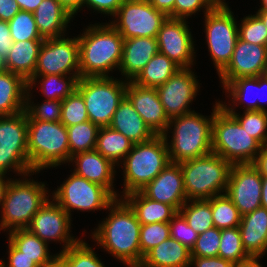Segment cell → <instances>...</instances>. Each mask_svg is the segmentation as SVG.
Here are the masks:
<instances>
[{
	"instance_id": "66",
	"label": "cell",
	"mask_w": 267,
	"mask_h": 267,
	"mask_svg": "<svg viewBox=\"0 0 267 267\" xmlns=\"http://www.w3.org/2000/svg\"><path fill=\"white\" fill-rule=\"evenodd\" d=\"M260 8L258 10H267V0H260Z\"/></svg>"
},
{
	"instance_id": "28",
	"label": "cell",
	"mask_w": 267,
	"mask_h": 267,
	"mask_svg": "<svg viewBox=\"0 0 267 267\" xmlns=\"http://www.w3.org/2000/svg\"><path fill=\"white\" fill-rule=\"evenodd\" d=\"M191 251L169 237L151 249L139 267H191Z\"/></svg>"
},
{
	"instance_id": "43",
	"label": "cell",
	"mask_w": 267,
	"mask_h": 267,
	"mask_svg": "<svg viewBox=\"0 0 267 267\" xmlns=\"http://www.w3.org/2000/svg\"><path fill=\"white\" fill-rule=\"evenodd\" d=\"M88 113L84 98L75 89L67 98L62 100L61 120L66 127L88 121Z\"/></svg>"
},
{
	"instance_id": "52",
	"label": "cell",
	"mask_w": 267,
	"mask_h": 267,
	"mask_svg": "<svg viewBox=\"0 0 267 267\" xmlns=\"http://www.w3.org/2000/svg\"><path fill=\"white\" fill-rule=\"evenodd\" d=\"M192 265L195 267H233L234 263L219 256L191 257L190 266Z\"/></svg>"
},
{
	"instance_id": "22",
	"label": "cell",
	"mask_w": 267,
	"mask_h": 267,
	"mask_svg": "<svg viewBox=\"0 0 267 267\" xmlns=\"http://www.w3.org/2000/svg\"><path fill=\"white\" fill-rule=\"evenodd\" d=\"M75 163L74 173L90 182L105 187L115 198L120 194L114 191L116 165L96 150L79 152L71 156L69 163ZM118 194V195H117Z\"/></svg>"
},
{
	"instance_id": "30",
	"label": "cell",
	"mask_w": 267,
	"mask_h": 267,
	"mask_svg": "<svg viewBox=\"0 0 267 267\" xmlns=\"http://www.w3.org/2000/svg\"><path fill=\"white\" fill-rule=\"evenodd\" d=\"M28 82L10 71L0 73V116L13 115L25 109Z\"/></svg>"
},
{
	"instance_id": "37",
	"label": "cell",
	"mask_w": 267,
	"mask_h": 267,
	"mask_svg": "<svg viewBox=\"0 0 267 267\" xmlns=\"http://www.w3.org/2000/svg\"><path fill=\"white\" fill-rule=\"evenodd\" d=\"M99 128L90 120L67 127L70 159L76 153L95 150Z\"/></svg>"
},
{
	"instance_id": "2",
	"label": "cell",
	"mask_w": 267,
	"mask_h": 267,
	"mask_svg": "<svg viewBox=\"0 0 267 267\" xmlns=\"http://www.w3.org/2000/svg\"><path fill=\"white\" fill-rule=\"evenodd\" d=\"M87 27L77 36L80 78L110 77V71L119 69L124 38L110 23H95Z\"/></svg>"
},
{
	"instance_id": "17",
	"label": "cell",
	"mask_w": 267,
	"mask_h": 267,
	"mask_svg": "<svg viewBox=\"0 0 267 267\" xmlns=\"http://www.w3.org/2000/svg\"><path fill=\"white\" fill-rule=\"evenodd\" d=\"M190 30L185 19L168 17L158 31V51L180 68H191L196 57Z\"/></svg>"
},
{
	"instance_id": "39",
	"label": "cell",
	"mask_w": 267,
	"mask_h": 267,
	"mask_svg": "<svg viewBox=\"0 0 267 267\" xmlns=\"http://www.w3.org/2000/svg\"><path fill=\"white\" fill-rule=\"evenodd\" d=\"M253 88L258 91V76L257 77H246V78H238L235 80H231L228 82L223 89L225 90L227 97H231L233 106L237 107L239 105H243L247 100L246 97L249 96L247 94L254 93ZM255 99L253 98V94H251L252 100L246 105L244 104V111L257 110V99L258 92L255 93ZM249 98V99H250ZM246 99V100H245Z\"/></svg>"
},
{
	"instance_id": "62",
	"label": "cell",
	"mask_w": 267,
	"mask_h": 267,
	"mask_svg": "<svg viewBox=\"0 0 267 267\" xmlns=\"http://www.w3.org/2000/svg\"><path fill=\"white\" fill-rule=\"evenodd\" d=\"M6 174H3V173H0V206L2 204V199L4 197V192H5V189H6V186L8 184V182L10 181V178H6L5 176ZM5 178L7 180H5Z\"/></svg>"
},
{
	"instance_id": "61",
	"label": "cell",
	"mask_w": 267,
	"mask_h": 267,
	"mask_svg": "<svg viewBox=\"0 0 267 267\" xmlns=\"http://www.w3.org/2000/svg\"><path fill=\"white\" fill-rule=\"evenodd\" d=\"M261 207L267 209V177L262 176Z\"/></svg>"
},
{
	"instance_id": "46",
	"label": "cell",
	"mask_w": 267,
	"mask_h": 267,
	"mask_svg": "<svg viewBox=\"0 0 267 267\" xmlns=\"http://www.w3.org/2000/svg\"><path fill=\"white\" fill-rule=\"evenodd\" d=\"M169 237V222H155L152 224L141 225L139 241L142 260L151 249L158 246Z\"/></svg>"
},
{
	"instance_id": "26",
	"label": "cell",
	"mask_w": 267,
	"mask_h": 267,
	"mask_svg": "<svg viewBox=\"0 0 267 267\" xmlns=\"http://www.w3.org/2000/svg\"><path fill=\"white\" fill-rule=\"evenodd\" d=\"M109 126L134 144L148 141L156 135L126 97L119 103Z\"/></svg>"
},
{
	"instance_id": "51",
	"label": "cell",
	"mask_w": 267,
	"mask_h": 267,
	"mask_svg": "<svg viewBox=\"0 0 267 267\" xmlns=\"http://www.w3.org/2000/svg\"><path fill=\"white\" fill-rule=\"evenodd\" d=\"M124 0H84V6L107 16H115Z\"/></svg>"
},
{
	"instance_id": "45",
	"label": "cell",
	"mask_w": 267,
	"mask_h": 267,
	"mask_svg": "<svg viewBox=\"0 0 267 267\" xmlns=\"http://www.w3.org/2000/svg\"><path fill=\"white\" fill-rule=\"evenodd\" d=\"M241 21V24L238 23V38L240 40L267 46V27L257 14L248 15Z\"/></svg>"
},
{
	"instance_id": "15",
	"label": "cell",
	"mask_w": 267,
	"mask_h": 267,
	"mask_svg": "<svg viewBox=\"0 0 267 267\" xmlns=\"http://www.w3.org/2000/svg\"><path fill=\"white\" fill-rule=\"evenodd\" d=\"M71 221L70 215L51 198L33 216L27 229L48 245L51 241L63 242V252L80 240L70 234Z\"/></svg>"
},
{
	"instance_id": "55",
	"label": "cell",
	"mask_w": 267,
	"mask_h": 267,
	"mask_svg": "<svg viewBox=\"0 0 267 267\" xmlns=\"http://www.w3.org/2000/svg\"><path fill=\"white\" fill-rule=\"evenodd\" d=\"M157 10L165 13L169 18H174L175 0H148Z\"/></svg>"
},
{
	"instance_id": "44",
	"label": "cell",
	"mask_w": 267,
	"mask_h": 267,
	"mask_svg": "<svg viewBox=\"0 0 267 267\" xmlns=\"http://www.w3.org/2000/svg\"><path fill=\"white\" fill-rule=\"evenodd\" d=\"M8 23L13 42L43 39L38 32L32 12L20 10Z\"/></svg>"
},
{
	"instance_id": "59",
	"label": "cell",
	"mask_w": 267,
	"mask_h": 267,
	"mask_svg": "<svg viewBox=\"0 0 267 267\" xmlns=\"http://www.w3.org/2000/svg\"><path fill=\"white\" fill-rule=\"evenodd\" d=\"M23 11L34 12L43 0H15Z\"/></svg>"
},
{
	"instance_id": "41",
	"label": "cell",
	"mask_w": 267,
	"mask_h": 267,
	"mask_svg": "<svg viewBox=\"0 0 267 267\" xmlns=\"http://www.w3.org/2000/svg\"><path fill=\"white\" fill-rule=\"evenodd\" d=\"M218 256L233 263L244 260L250 256L243 248L238 227L221 229Z\"/></svg>"
},
{
	"instance_id": "12",
	"label": "cell",
	"mask_w": 267,
	"mask_h": 267,
	"mask_svg": "<svg viewBox=\"0 0 267 267\" xmlns=\"http://www.w3.org/2000/svg\"><path fill=\"white\" fill-rule=\"evenodd\" d=\"M53 195V196H52ZM53 198L71 217L73 210L95 211L108 209L116 199L105 187L72 172L68 179L53 191ZM72 209V211H71Z\"/></svg>"
},
{
	"instance_id": "35",
	"label": "cell",
	"mask_w": 267,
	"mask_h": 267,
	"mask_svg": "<svg viewBox=\"0 0 267 267\" xmlns=\"http://www.w3.org/2000/svg\"><path fill=\"white\" fill-rule=\"evenodd\" d=\"M221 106L231 114L249 135L255 138L262 146L267 145V112L259 110L244 111L243 115L235 112L231 103L226 105L220 102ZM231 104V105H230Z\"/></svg>"
},
{
	"instance_id": "7",
	"label": "cell",
	"mask_w": 267,
	"mask_h": 267,
	"mask_svg": "<svg viewBox=\"0 0 267 267\" xmlns=\"http://www.w3.org/2000/svg\"><path fill=\"white\" fill-rule=\"evenodd\" d=\"M262 145L222 106L212 121V153L232 165L253 164Z\"/></svg>"
},
{
	"instance_id": "21",
	"label": "cell",
	"mask_w": 267,
	"mask_h": 267,
	"mask_svg": "<svg viewBox=\"0 0 267 267\" xmlns=\"http://www.w3.org/2000/svg\"><path fill=\"white\" fill-rule=\"evenodd\" d=\"M140 191L149 199L169 204L179 212L187 201L180 164L169 162L162 172Z\"/></svg>"
},
{
	"instance_id": "4",
	"label": "cell",
	"mask_w": 267,
	"mask_h": 267,
	"mask_svg": "<svg viewBox=\"0 0 267 267\" xmlns=\"http://www.w3.org/2000/svg\"><path fill=\"white\" fill-rule=\"evenodd\" d=\"M35 173L40 172L25 174V178L22 176L23 180L10 178L0 207V230L10 232L27 228L33 216L49 199L48 187L45 186V183L26 178Z\"/></svg>"
},
{
	"instance_id": "32",
	"label": "cell",
	"mask_w": 267,
	"mask_h": 267,
	"mask_svg": "<svg viewBox=\"0 0 267 267\" xmlns=\"http://www.w3.org/2000/svg\"><path fill=\"white\" fill-rule=\"evenodd\" d=\"M8 235V240L22 255L32 259L39 267H43L56 256L50 255L48 244L27 228L10 231Z\"/></svg>"
},
{
	"instance_id": "14",
	"label": "cell",
	"mask_w": 267,
	"mask_h": 267,
	"mask_svg": "<svg viewBox=\"0 0 267 267\" xmlns=\"http://www.w3.org/2000/svg\"><path fill=\"white\" fill-rule=\"evenodd\" d=\"M65 36L44 39L34 75H80L78 37Z\"/></svg>"
},
{
	"instance_id": "54",
	"label": "cell",
	"mask_w": 267,
	"mask_h": 267,
	"mask_svg": "<svg viewBox=\"0 0 267 267\" xmlns=\"http://www.w3.org/2000/svg\"><path fill=\"white\" fill-rule=\"evenodd\" d=\"M20 10L15 0H0V20L9 22Z\"/></svg>"
},
{
	"instance_id": "60",
	"label": "cell",
	"mask_w": 267,
	"mask_h": 267,
	"mask_svg": "<svg viewBox=\"0 0 267 267\" xmlns=\"http://www.w3.org/2000/svg\"><path fill=\"white\" fill-rule=\"evenodd\" d=\"M259 258L262 256H249L248 258L234 263L233 267H262V264L259 263Z\"/></svg>"
},
{
	"instance_id": "48",
	"label": "cell",
	"mask_w": 267,
	"mask_h": 267,
	"mask_svg": "<svg viewBox=\"0 0 267 267\" xmlns=\"http://www.w3.org/2000/svg\"><path fill=\"white\" fill-rule=\"evenodd\" d=\"M169 232L171 238L177 240L190 251L199 235L188 225V222L180 212L169 221Z\"/></svg>"
},
{
	"instance_id": "13",
	"label": "cell",
	"mask_w": 267,
	"mask_h": 267,
	"mask_svg": "<svg viewBox=\"0 0 267 267\" xmlns=\"http://www.w3.org/2000/svg\"><path fill=\"white\" fill-rule=\"evenodd\" d=\"M110 24L124 39L157 38L168 16L155 9L148 0H124Z\"/></svg>"
},
{
	"instance_id": "57",
	"label": "cell",
	"mask_w": 267,
	"mask_h": 267,
	"mask_svg": "<svg viewBox=\"0 0 267 267\" xmlns=\"http://www.w3.org/2000/svg\"><path fill=\"white\" fill-rule=\"evenodd\" d=\"M61 5L70 12L72 16H75L77 12L84 6V0H58Z\"/></svg>"
},
{
	"instance_id": "38",
	"label": "cell",
	"mask_w": 267,
	"mask_h": 267,
	"mask_svg": "<svg viewBox=\"0 0 267 267\" xmlns=\"http://www.w3.org/2000/svg\"><path fill=\"white\" fill-rule=\"evenodd\" d=\"M211 210L214 227L218 229L235 228L241 222L239 210L226 193L211 198Z\"/></svg>"
},
{
	"instance_id": "20",
	"label": "cell",
	"mask_w": 267,
	"mask_h": 267,
	"mask_svg": "<svg viewBox=\"0 0 267 267\" xmlns=\"http://www.w3.org/2000/svg\"><path fill=\"white\" fill-rule=\"evenodd\" d=\"M125 97L156 135L166 132L170 119L165 113L156 88L127 81Z\"/></svg>"
},
{
	"instance_id": "31",
	"label": "cell",
	"mask_w": 267,
	"mask_h": 267,
	"mask_svg": "<svg viewBox=\"0 0 267 267\" xmlns=\"http://www.w3.org/2000/svg\"><path fill=\"white\" fill-rule=\"evenodd\" d=\"M133 145L134 143L122 133L117 132L110 126H104L98 130L95 150L110 160L114 165L119 166L121 160L125 159Z\"/></svg>"
},
{
	"instance_id": "40",
	"label": "cell",
	"mask_w": 267,
	"mask_h": 267,
	"mask_svg": "<svg viewBox=\"0 0 267 267\" xmlns=\"http://www.w3.org/2000/svg\"><path fill=\"white\" fill-rule=\"evenodd\" d=\"M57 255L66 267H105L92 247L82 239Z\"/></svg>"
},
{
	"instance_id": "29",
	"label": "cell",
	"mask_w": 267,
	"mask_h": 267,
	"mask_svg": "<svg viewBox=\"0 0 267 267\" xmlns=\"http://www.w3.org/2000/svg\"><path fill=\"white\" fill-rule=\"evenodd\" d=\"M120 198H123L133 209L141 225L169 222L178 213L173 206L151 200L141 191L121 195Z\"/></svg>"
},
{
	"instance_id": "6",
	"label": "cell",
	"mask_w": 267,
	"mask_h": 267,
	"mask_svg": "<svg viewBox=\"0 0 267 267\" xmlns=\"http://www.w3.org/2000/svg\"><path fill=\"white\" fill-rule=\"evenodd\" d=\"M170 162L168 145L163 135L134 144L121 161L123 165L124 189L122 195L140 191L155 179Z\"/></svg>"
},
{
	"instance_id": "18",
	"label": "cell",
	"mask_w": 267,
	"mask_h": 267,
	"mask_svg": "<svg viewBox=\"0 0 267 267\" xmlns=\"http://www.w3.org/2000/svg\"><path fill=\"white\" fill-rule=\"evenodd\" d=\"M262 176L253 164L233 165L226 195L241 216L261 207Z\"/></svg>"
},
{
	"instance_id": "11",
	"label": "cell",
	"mask_w": 267,
	"mask_h": 267,
	"mask_svg": "<svg viewBox=\"0 0 267 267\" xmlns=\"http://www.w3.org/2000/svg\"><path fill=\"white\" fill-rule=\"evenodd\" d=\"M28 124L25 111L0 116V173L12 169L20 176L32 171L27 144Z\"/></svg>"
},
{
	"instance_id": "42",
	"label": "cell",
	"mask_w": 267,
	"mask_h": 267,
	"mask_svg": "<svg viewBox=\"0 0 267 267\" xmlns=\"http://www.w3.org/2000/svg\"><path fill=\"white\" fill-rule=\"evenodd\" d=\"M31 90L27 89L24 111L27 120L59 122L61 120L62 100H44L41 104L31 102Z\"/></svg>"
},
{
	"instance_id": "64",
	"label": "cell",
	"mask_w": 267,
	"mask_h": 267,
	"mask_svg": "<svg viewBox=\"0 0 267 267\" xmlns=\"http://www.w3.org/2000/svg\"><path fill=\"white\" fill-rule=\"evenodd\" d=\"M256 14L261 18V20L267 27V10H258Z\"/></svg>"
},
{
	"instance_id": "58",
	"label": "cell",
	"mask_w": 267,
	"mask_h": 267,
	"mask_svg": "<svg viewBox=\"0 0 267 267\" xmlns=\"http://www.w3.org/2000/svg\"><path fill=\"white\" fill-rule=\"evenodd\" d=\"M261 90L263 92H265L264 90H267V75H265V74L264 75H261V76H258V96L259 97H260L259 92ZM261 99H262V97H261ZM262 101H263V99H262ZM262 101L260 100V98L257 99V110L267 112V109L263 105Z\"/></svg>"
},
{
	"instance_id": "50",
	"label": "cell",
	"mask_w": 267,
	"mask_h": 267,
	"mask_svg": "<svg viewBox=\"0 0 267 267\" xmlns=\"http://www.w3.org/2000/svg\"><path fill=\"white\" fill-rule=\"evenodd\" d=\"M3 267H39L32 259L22 255L9 240H8V263L0 259Z\"/></svg>"
},
{
	"instance_id": "65",
	"label": "cell",
	"mask_w": 267,
	"mask_h": 267,
	"mask_svg": "<svg viewBox=\"0 0 267 267\" xmlns=\"http://www.w3.org/2000/svg\"><path fill=\"white\" fill-rule=\"evenodd\" d=\"M7 71L5 58L0 55V73Z\"/></svg>"
},
{
	"instance_id": "36",
	"label": "cell",
	"mask_w": 267,
	"mask_h": 267,
	"mask_svg": "<svg viewBox=\"0 0 267 267\" xmlns=\"http://www.w3.org/2000/svg\"><path fill=\"white\" fill-rule=\"evenodd\" d=\"M179 212L184 216L188 225L198 234L214 227L211 198L187 200Z\"/></svg>"
},
{
	"instance_id": "33",
	"label": "cell",
	"mask_w": 267,
	"mask_h": 267,
	"mask_svg": "<svg viewBox=\"0 0 267 267\" xmlns=\"http://www.w3.org/2000/svg\"><path fill=\"white\" fill-rule=\"evenodd\" d=\"M179 69L181 68L166 55L158 52L151 58L133 82L143 87L157 88L164 84Z\"/></svg>"
},
{
	"instance_id": "23",
	"label": "cell",
	"mask_w": 267,
	"mask_h": 267,
	"mask_svg": "<svg viewBox=\"0 0 267 267\" xmlns=\"http://www.w3.org/2000/svg\"><path fill=\"white\" fill-rule=\"evenodd\" d=\"M158 52L157 38L124 39L122 60L118 70L125 81H133Z\"/></svg>"
},
{
	"instance_id": "27",
	"label": "cell",
	"mask_w": 267,
	"mask_h": 267,
	"mask_svg": "<svg viewBox=\"0 0 267 267\" xmlns=\"http://www.w3.org/2000/svg\"><path fill=\"white\" fill-rule=\"evenodd\" d=\"M44 39L17 41L5 58L7 71L22 76L27 82L33 77Z\"/></svg>"
},
{
	"instance_id": "19",
	"label": "cell",
	"mask_w": 267,
	"mask_h": 267,
	"mask_svg": "<svg viewBox=\"0 0 267 267\" xmlns=\"http://www.w3.org/2000/svg\"><path fill=\"white\" fill-rule=\"evenodd\" d=\"M267 68V46L236 41L232 58L218 74L223 87L238 78L257 77L265 74Z\"/></svg>"
},
{
	"instance_id": "53",
	"label": "cell",
	"mask_w": 267,
	"mask_h": 267,
	"mask_svg": "<svg viewBox=\"0 0 267 267\" xmlns=\"http://www.w3.org/2000/svg\"><path fill=\"white\" fill-rule=\"evenodd\" d=\"M13 39L10 35L9 23L0 20V55L6 58L9 50L13 46Z\"/></svg>"
},
{
	"instance_id": "47",
	"label": "cell",
	"mask_w": 267,
	"mask_h": 267,
	"mask_svg": "<svg viewBox=\"0 0 267 267\" xmlns=\"http://www.w3.org/2000/svg\"><path fill=\"white\" fill-rule=\"evenodd\" d=\"M221 239V229L212 227L198 235L191 257H216L218 256Z\"/></svg>"
},
{
	"instance_id": "10",
	"label": "cell",
	"mask_w": 267,
	"mask_h": 267,
	"mask_svg": "<svg viewBox=\"0 0 267 267\" xmlns=\"http://www.w3.org/2000/svg\"><path fill=\"white\" fill-rule=\"evenodd\" d=\"M224 1L204 15L206 42L217 74L230 62L238 39L237 21Z\"/></svg>"
},
{
	"instance_id": "25",
	"label": "cell",
	"mask_w": 267,
	"mask_h": 267,
	"mask_svg": "<svg viewBox=\"0 0 267 267\" xmlns=\"http://www.w3.org/2000/svg\"><path fill=\"white\" fill-rule=\"evenodd\" d=\"M33 14L43 39L64 36L68 24L74 18L58 0H43Z\"/></svg>"
},
{
	"instance_id": "5",
	"label": "cell",
	"mask_w": 267,
	"mask_h": 267,
	"mask_svg": "<svg viewBox=\"0 0 267 267\" xmlns=\"http://www.w3.org/2000/svg\"><path fill=\"white\" fill-rule=\"evenodd\" d=\"M28 156L33 172L70 161L67 127L59 122L27 120Z\"/></svg>"
},
{
	"instance_id": "9",
	"label": "cell",
	"mask_w": 267,
	"mask_h": 267,
	"mask_svg": "<svg viewBox=\"0 0 267 267\" xmlns=\"http://www.w3.org/2000/svg\"><path fill=\"white\" fill-rule=\"evenodd\" d=\"M115 77H83L76 89L84 98L89 120L99 127L109 126L124 99L127 81Z\"/></svg>"
},
{
	"instance_id": "16",
	"label": "cell",
	"mask_w": 267,
	"mask_h": 267,
	"mask_svg": "<svg viewBox=\"0 0 267 267\" xmlns=\"http://www.w3.org/2000/svg\"><path fill=\"white\" fill-rule=\"evenodd\" d=\"M192 68H181L164 84L157 87L160 101L169 119L194 112L189 108L200 85Z\"/></svg>"
},
{
	"instance_id": "24",
	"label": "cell",
	"mask_w": 267,
	"mask_h": 267,
	"mask_svg": "<svg viewBox=\"0 0 267 267\" xmlns=\"http://www.w3.org/2000/svg\"><path fill=\"white\" fill-rule=\"evenodd\" d=\"M243 248L250 256L267 252V209L260 207L243 215L238 226Z\"/></svg>"
},
{
	"instance_id": "56",
	"label": "cell",
	"mask_w": 267,
	"mask_h": 267,
	"mask_svg": "<svg viewBox=\"0 0 267 267\" xmlns=\"http://www.w3.org/2000/svg\"><path fill=\"white\" fill-rule=\"evenodd\" d=\"M253 166L259 171L261 176L267 177V145L262 146Z\"/></svg>"
},
{
	"instance_id": "49",
	"label": "cell",
	"mask_w": 267,
	"mask_h": 267,
	"mask_svg": "<svg viewBox=\"0 0 267 267\" xmlns=\"http://www.w3.org/2000/svg\"><path fill=\"white\" fill-rule=\"evenodd\" d=\"M219 0H175L174 4V18L188 19L192 14L200 12L202 8L204 15L209 12Z\"/></svg>"
},
{
	"instance_id": "63",
	"label": "cell",
	"mask_w": 267,
	"mask_h": 267,
	"mask_svg": "<svg viewBox=\"0 0 267 267\" xmlns=\"http://www.w3.org/2000/svg\"><path fill=\"white\" fill-rule=\"evenodd\" d=\"M43 267H66L65 262L56 254V256Z\"/></svg>"
},
{
	"instance_id": "8",
	"label": "cell",
	"mask_w": 267,
	"mask_h": 267,
	"mask_svg": "<svg viewBox=\"0 0 267 267\" xmlns=\"http://www.w3.org/2000/svg\"><path fill=\"white\" fill-rule=\"evenodd\" d=\"M187 200L210 199L226 192L232 164L220 155L180 162Z\"/></svg>"
},
{
	"instance_id": "34",
	"label": "cell",
	"mask_w": 267,
	"mask_h": 267,
	"mask_svg": "<svg viewBox=\"0 0 267 267\" xmlns=\"http://www.w3.org/2000/svg\"><path fill=\"white\" fill-rule=\"evenodd\" d=\"M39 78L41 81L38 84L46 100H64L76 89L80 75H33L28 81V89L36 87Z\"/></svg>"
},
{
	"instance_id": "1",
	"label": "cell",
	"mask_w": 267,
	"mask_h": 267,
	"mask_svg": "<svg viewBox=\"0 0 267 267\" xmlns=\"http://www.w3.org/2000/svg\"><path fill=\"white\" fill-rule=\"evenodd\" d=\"M109 215L92 232V238L115 259L128 267H139L141 224L133 209L123 198H116L108 206Z\"/></svg>"
},
{
	"instance_id": "3",
	"label": "cell",
	"mask_w": 267,
	"mask_h": 267,
	"mask_svg": "<svg viewBox=\"0 0 267 267\" xmlns=\"http://www.w3.org/2000/svg\"><path fill=\"white\" fill-rule=\"evenodd\" d=\"M220 107V101H216L209 117L194 111L170 119L163 134L168 145L170 162L180 163L212 153V121ZM170 129L173 131L169 142Z\"/></svg>"
}]
</instances>
